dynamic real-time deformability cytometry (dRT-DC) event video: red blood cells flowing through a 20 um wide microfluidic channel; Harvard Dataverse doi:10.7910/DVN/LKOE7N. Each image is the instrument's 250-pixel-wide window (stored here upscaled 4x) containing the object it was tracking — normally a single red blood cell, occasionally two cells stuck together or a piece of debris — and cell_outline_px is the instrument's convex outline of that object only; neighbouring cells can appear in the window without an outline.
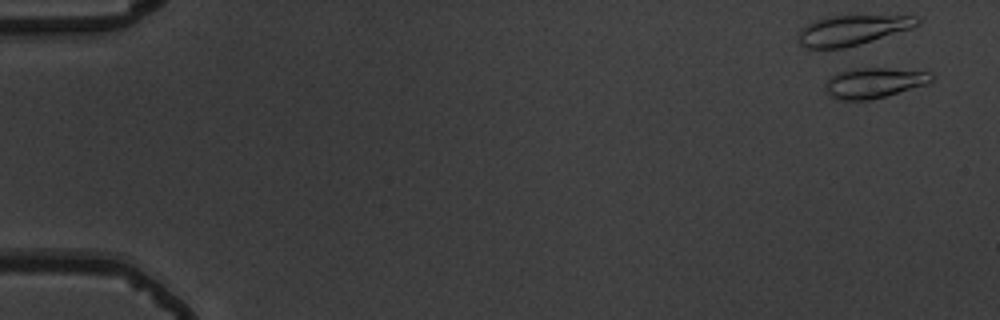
{"species": "common noctule bat (a hibernating species)", "species_latin": "Nyctalus noctula", "temperature_condition": "warm", "stored_images_in_passage": 54, "camera_frame_rate_fps": 3000, "um_per_image_px": 0.085, "animal": {"sex": "male", "body_mass_g": 19.5, "forearm_length_mm": 54.6}, "frame": {"image": 1, "passage_image": 3, "time_ms": 0.667, "image_size_px": [1000, 320], "cell_outline_px": [[932, 80], [928, 84], [884, 96], [868, 100], [844, 100], [828, 96], [824, 88], [824, 84], [832, 76], [840, 72], [856, 68], [888, 68], [932, 72]], "centroid_in_image_um": [74.29, 7.04], "position_along_channel_um": 10.7, "area_um2": 18.67}}